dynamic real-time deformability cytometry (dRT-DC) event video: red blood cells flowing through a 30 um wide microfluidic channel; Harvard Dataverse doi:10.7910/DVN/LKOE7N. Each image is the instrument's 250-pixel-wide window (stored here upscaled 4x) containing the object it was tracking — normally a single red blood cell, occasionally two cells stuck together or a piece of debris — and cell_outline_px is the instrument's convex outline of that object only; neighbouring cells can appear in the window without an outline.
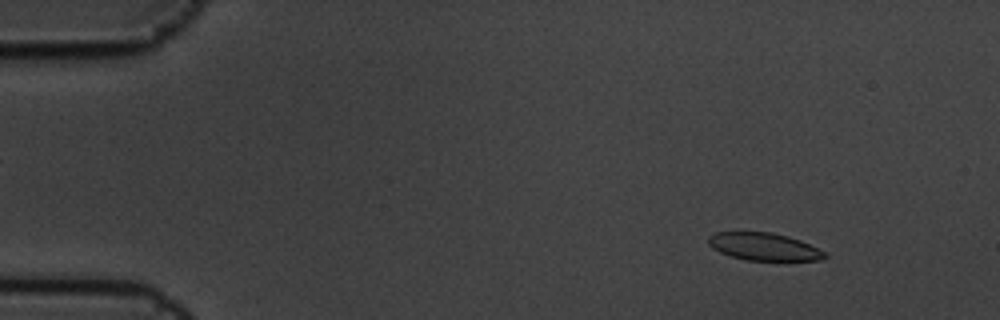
{"species": "common noctule bat (a hibernating species)", "species_latin": "Nyctalus noctula", "temperature_condition": "cold", "stored_images_in_passage": 15, "camera_frame_rate_fps": 3000, "um_per_image_px": 0.085, "animal": {"sex": "male", "body_mass_g": 19.5, "forearm_length_mm": 54.6}, "frame": {"image": 1, "passage_image": 2, "time_ms": 0.333, "image_size_px": [1000, 320], "cell_outline_px": [[828, 256], [824, 260], [744, 260], [720, 252], [712, 248], [708, 244], [708, 236], [716, 232], [772, 232], [788, 236], [800, 240], [824, 252]], "centroid_in_image_um": [64.91, 20.96], "position_along_channel_um": 20.1, "area_um2": 18.61}}
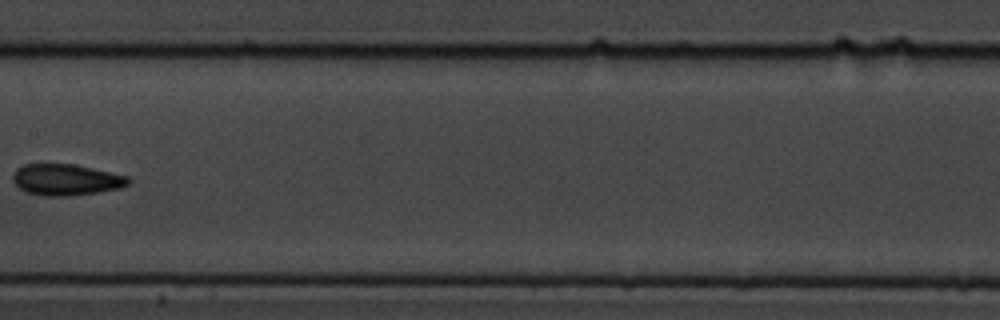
{"frame": {"image": 2, "passage_image": 8, "time_ms": 2.333, "image_size_px": [1000, 320], "cell_outline_px": [[132, 180], [128, 184], [120, 188], [100, 192], [68, 196], [44, 196], [28, 192], [20, 188], [12, 180], [12, 176], [16, 168], [24, 164], [72, 164], [92, 168], [128, 176]], "centroid_in_image_um": [5.62, 15.28], "position_along_channel_um": 201.8, "area_um2": 21.04}}
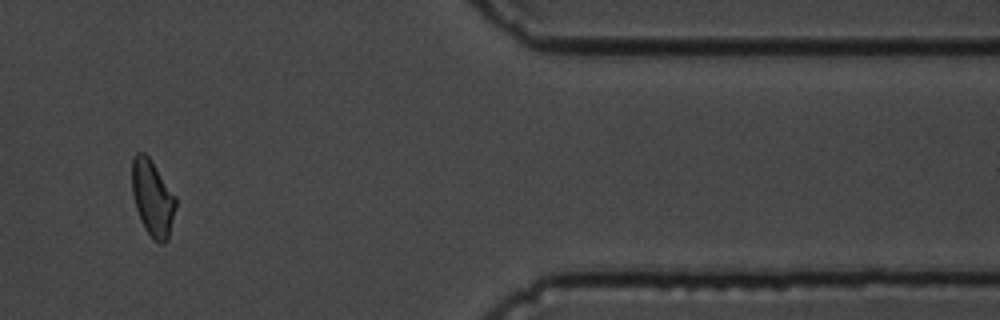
{"frame": {"image": 3, "passage_image": 13, "time_ms": 4.0, "image_size_px": [1000, 320], "cell_outline_px": [[176, 208], [168, 240], [164, 244], [160, 244], [148, 232], [136, 208], [132, 196], [132, 156], [136, 152], [144, 152], [148, 156], [176, 196]], "centroid_in_image_um": [12.97, 16.8], "position_along_channel_um": 398.4, "area_um2": 19.25}}